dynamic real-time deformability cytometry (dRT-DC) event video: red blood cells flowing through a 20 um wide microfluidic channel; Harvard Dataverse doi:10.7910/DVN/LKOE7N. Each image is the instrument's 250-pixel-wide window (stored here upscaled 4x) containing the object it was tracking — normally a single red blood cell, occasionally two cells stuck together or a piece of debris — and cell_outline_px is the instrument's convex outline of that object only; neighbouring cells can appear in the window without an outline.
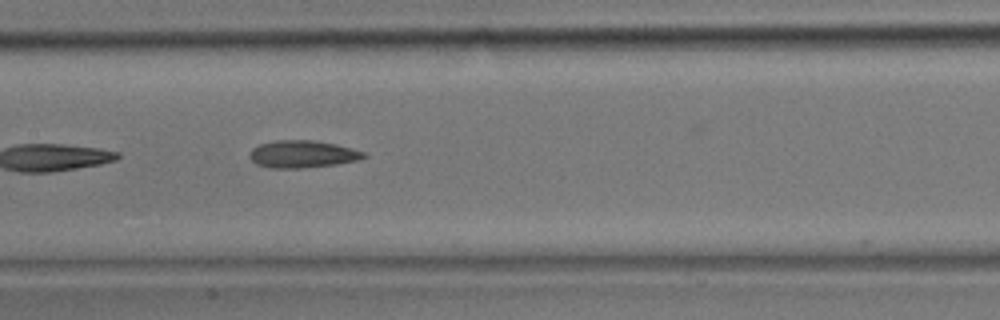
{"species": "common noctule bat (a hibernating species)", "species_latin": "Nyctalus noctula", "temperature_condition": "room temperature", "stored_images_in_passage": 15, "camera_frame_rate_fps": 3000, "um_per_image_px": 0.085, "animal": {"sex": "male", "body_mass_g": 17.9}, "frame": {"image": 1, "passage_image": 15, "time_ms": 4.667, "image_size_px": [1000, 320], "cell_outline_px": [[368, 156], [360, 160], [336, 164], [300, 168], [268, 168], [256, 164], [248, 156], [248, 152], [252, 148], [260, 144], [272, 140], [316, 140], [336, 144], [368, 152]], "centroid_in_image_um": [25.73, 13.09], "position_along_channel_um": 181.7, "area_um2": 18.55}}